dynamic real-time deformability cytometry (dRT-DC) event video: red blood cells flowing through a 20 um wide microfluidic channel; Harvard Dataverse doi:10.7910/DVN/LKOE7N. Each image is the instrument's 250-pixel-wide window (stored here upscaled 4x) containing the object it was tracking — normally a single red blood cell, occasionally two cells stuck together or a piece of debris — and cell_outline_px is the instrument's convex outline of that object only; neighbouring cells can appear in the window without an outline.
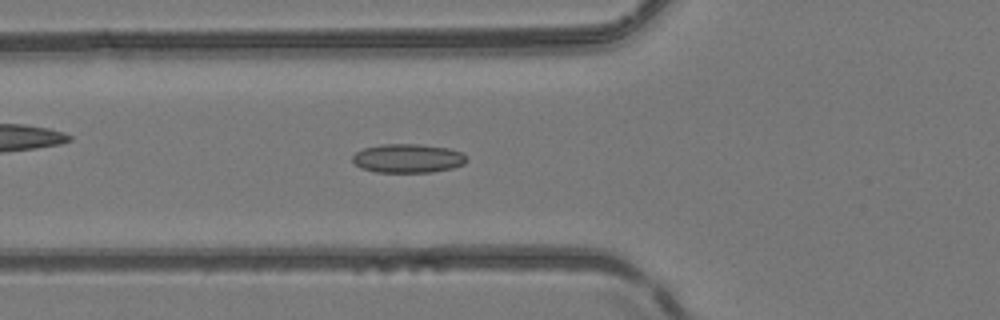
{"species": "common noctule bat (a hibernating species)", "species_latin": "Nyctalus noctula", "temperature_condition": "room temperature", "stored_images_in_passage": 44, "segment_of_instrument_passage": [1, 2], "camera_frame_rate_fps": 3000, "um_per_image_px": 0.085, "animal": {"sex": "female", "body_mass_g": 24.6, "forearm_length_mm": 56.2}, "frame": {"image": 1, "passage_image": 11, "time_ms": 3.333, "image_size_px": [1000, 320], "cell_outline_px": [[468, 160], [464, 164], [452, 168], [432, 172], [376, 172], [360, 168], [352, 160], [352, 156], [356, 152], [364, 148], [384, 144], [416, 144], [448, 148], [464, 152]], "centroid_in_image_um": [34.69, 13.46], "position_along_channel_um": 91.1, "area_um2": 19.25}}
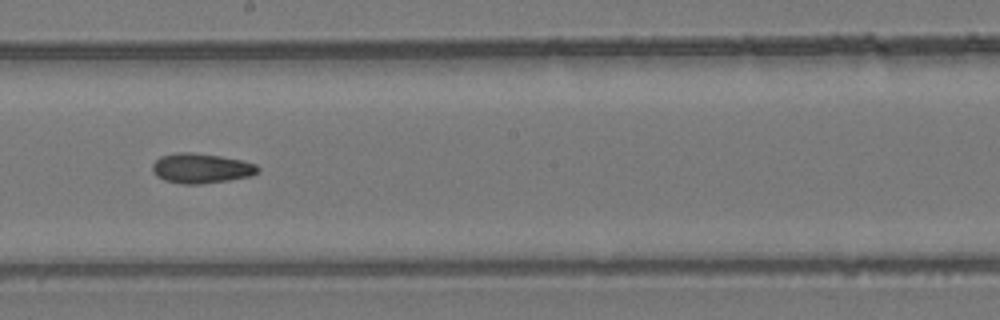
{"frame": {"image": 2, "passage_image": 21, "time_ms": 6.667, "image_size_px": [1000, 320], "cell_outline_px": [[260, 168], [252, 176], [228, 180], [200, 184], [180, 184], [164, 180], [156, 176], [152, 172], [152, 164], [160, 156], [180, 152], [192, 152], [220, 156], [240, 160], [256, 164]], "centroid_in_image_um": [17.06, 14.31], "position_along_channel_um": 231.1, "area_um2": 18.38}}
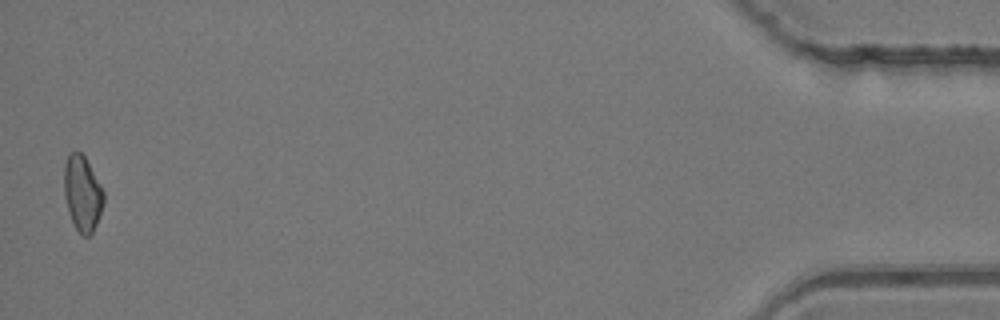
{"frame": {"image": 3, "passage_image": 42, "time_ms": 13.667, "image_size_px": [1000, 320], "cell_outline_px": [[104, 200], [96, 224], [92, 232], [88, 236], [84, 236], [76, 228], [68, 212], [64, 196], [64, 164], [68, 152], [76, 148], [84, 156], [100, 184], [104, 192]], "centroid_in_image_um": [6.97, 16.37], "position_along_channel_um": 428.2, "area_um2": 17.34}}